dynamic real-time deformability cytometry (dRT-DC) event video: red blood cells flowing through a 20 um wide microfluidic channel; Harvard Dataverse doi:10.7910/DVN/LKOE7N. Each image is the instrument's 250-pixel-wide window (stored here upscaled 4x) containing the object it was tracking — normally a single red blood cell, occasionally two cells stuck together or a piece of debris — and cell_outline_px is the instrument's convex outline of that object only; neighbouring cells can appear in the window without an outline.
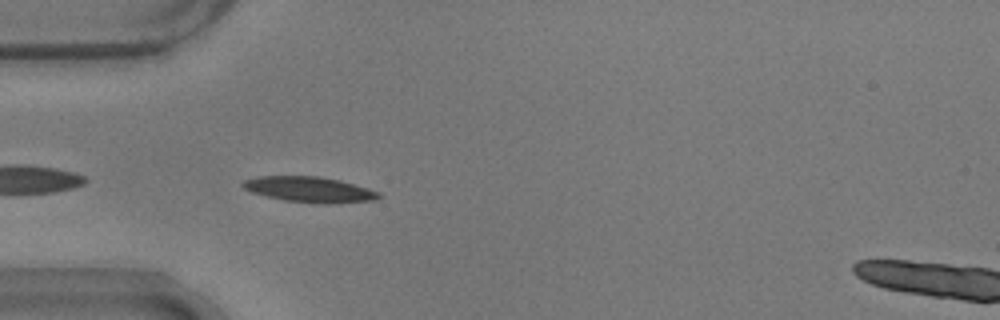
{"species": "common noctule bat (a hibernating species)", "species_latin": "Nyctalus noctula", "temperature_condition": "warm", "stored_images_in_passage": 40, "camera_frame_rate_fps": 3000, "um_per_image_px": 0.085, "animal": {"sex": "male", "body_mass_g": 17.9}, "frame": {"image": 1, "passage_image": 2, "time_ms": 0.333, "image_size_px": [1000, 320], "cell_outline_px": [[380, 196], [376, 200], [332, 204], [324, 204], [284, 200], [252, 192], [244, 188], [240, 184], [244, 180], [256, 176], [316, 176], [340, 180], [368, 188], [380, 192]], "centroid_in_image_um": [26.32, 16.1], "position_along_channel_um": 58.7, "area_um2": 20.23}}
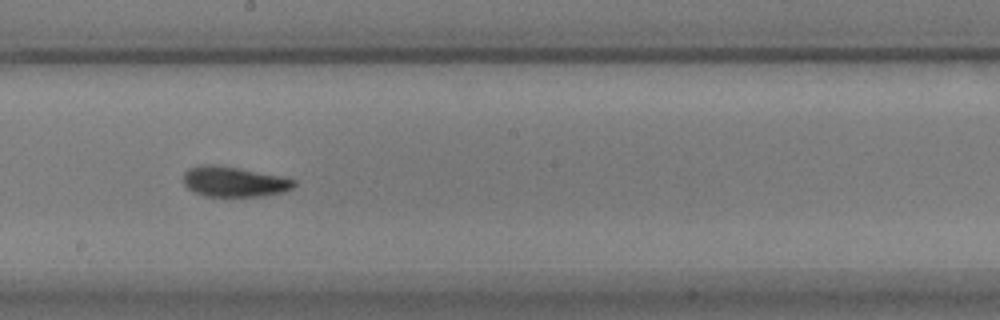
{"frame": {"image": 2, "passage_image": 16, "time_ms": 5.0, "image_size_px": [1000, 320], "cell_outline_px": [[296, 184], [292, 188], [280, 192], [260, 196], [204, 196], [188, 188], [184, 184], [184, 172], [188, 168], [208, 164], [212, 164], [236, 168], [296, 180]], "centroid_in_image_um": [19.84, 15.45], "position_along_channel_um": 228.4, "area_um2": 18.9}}
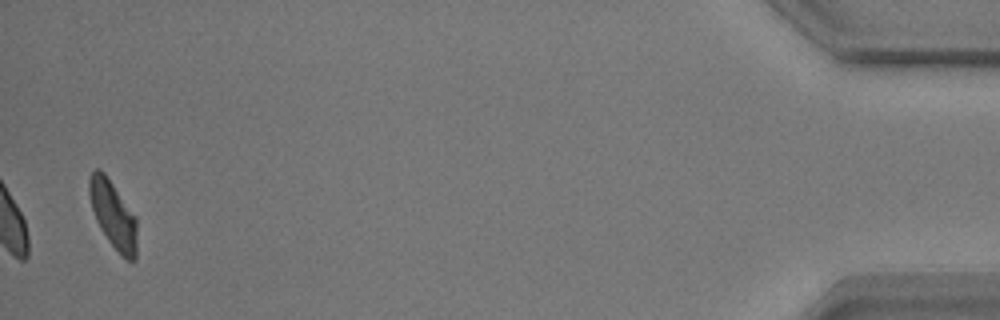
{"frame": {"image": 3, "passage_image": 39, "time_ms": 12.667, "image_size_px": [1000, 320], "cell_outline_px": [[136, 260], [128, 260], [120, 256], [108, 240], [100, 228], [96, 220], [88, 196], [88, 176], [96, 168], [100, 168], [104, 172], [136, 216]], "centroid_in_image_um": [9.59, 18.23], "position_along_channel_um": 425.6, "area_um2": 18.9}, "authors_computed_cell_mechanics": {"area_um2": 18.9584, "velocity_mm_per_s": 3.7028, "shape_relaxation_time_tau1_ms": 4.8919, "shape_relaxation_time_tau2_ms": 2.188, "deformation_change_tau1": 0.1851, "deformation_change_tau2": 0.0838}}